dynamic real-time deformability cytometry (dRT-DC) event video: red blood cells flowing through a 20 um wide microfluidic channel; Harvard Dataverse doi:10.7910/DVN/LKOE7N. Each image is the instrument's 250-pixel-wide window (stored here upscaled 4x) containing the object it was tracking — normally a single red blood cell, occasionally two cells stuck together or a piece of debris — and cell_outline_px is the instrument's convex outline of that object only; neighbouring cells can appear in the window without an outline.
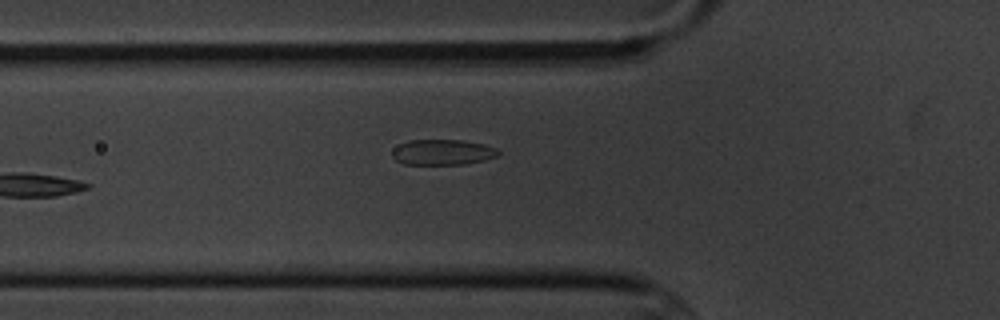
{"species": "common noctule bat (a hibernating species)", "species_latin": "Nyctalus noctula", "temperature_condition": "cold", "stored_images_in_passage": 5, "camera_frame_rate_fps": 3000, "um_per_image_px": 0.085, "animal": {"sex": "male", "body_mass_g": 20.1, "forearm_length_mm": 53.5}, "frame": {"image": 1, "passage_image": 5, "time_ms": 5.667, "image_size_px": [1000, 320], "cell_outline_px": [[500, 152], [496, 156], [484, 160], [464, 164], [404, 164], [396, 160], [392, 156], [392, 148], [408, 140], [464, 140], [484, 144], [496, 148]], "centroid_in_image_um": [37.6, 12.93], "position_along_channel_um": 88.2, "area_um2": 15.78}}